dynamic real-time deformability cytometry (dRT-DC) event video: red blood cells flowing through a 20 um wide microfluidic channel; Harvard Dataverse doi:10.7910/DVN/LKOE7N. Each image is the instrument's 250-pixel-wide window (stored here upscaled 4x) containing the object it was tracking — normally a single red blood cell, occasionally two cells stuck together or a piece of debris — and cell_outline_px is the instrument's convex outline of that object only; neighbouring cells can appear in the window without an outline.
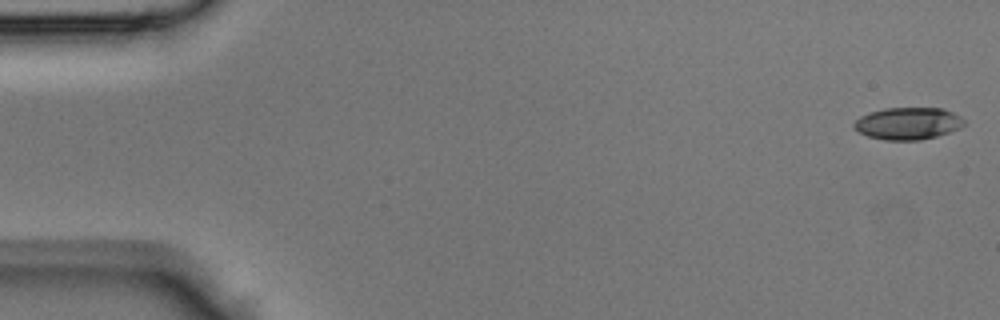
{"species": "Egyptian fruit bat (a non-hibernating species)", "species_latin": "Rousettus aegyptiacus", "temperature_condition": "room temperature", "stored_images_in_passage": 9, "camera_frame_rate_fps": 3000, "um_per_image_px": 0.085, "animal": {"sex": "male"}, "frame": {"image": 1, "passage_image": 1, "time_ms": 0.0, "image_size_px": [1000, 320], "cell_outline_px": [[964, 124], [960, 128], [936, 136], [920, 140], [884, 140], [868, 136], [860, 132], [852, 124], [860, 116], [868, 112], [884, 108], [940, 108], [952, 112], [960, 116], [964, 120]], "centroid_in_image_um": [77.16, 10.49], "position_along_channel_um": 7.8, "area_um2": 20.52}}